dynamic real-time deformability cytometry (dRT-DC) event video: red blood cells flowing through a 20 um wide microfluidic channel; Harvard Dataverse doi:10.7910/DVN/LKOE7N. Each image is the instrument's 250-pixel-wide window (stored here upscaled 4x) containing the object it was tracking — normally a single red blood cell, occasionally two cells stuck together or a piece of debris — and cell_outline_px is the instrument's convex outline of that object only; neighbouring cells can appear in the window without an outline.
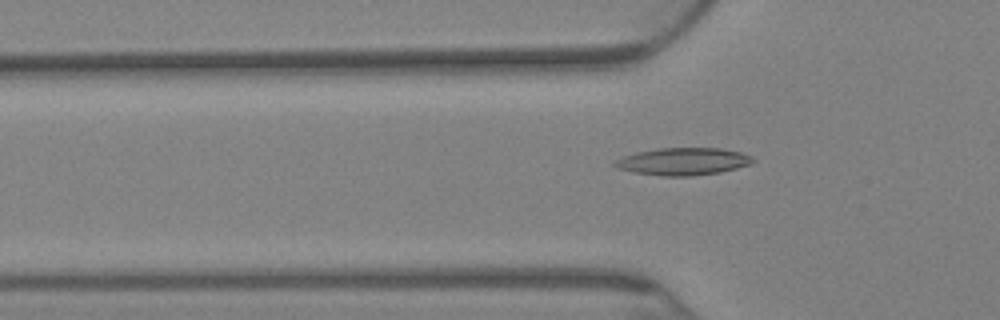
{"species": "Egyptian fruit bat (a non-hibernating species)", "species_latin": "Rousettus aegyptiacus", "temperature_condition": "warm", "stored_images_in_passage": 54, "camera_frame_rate_fps": 3000, "um_per_image_px": 0.085, "animal": {"sex": "female"}, "frame": {"image": 1, "passage_image": 4, "time_ms": 1.0, "image_size_px": [1000, 320], "cell_outline_px": [[756, 160], [752, 164], [720, 172], [692, 176], [664, 176], [632, 172], [620, 168], [612, 164], [616, 160], [624, 156], [636, 152], [656, 148], [720, 148], [740, 152], [752, 156]], "centroid_in_image_um": [58.09, 13.72], "position_along_channel_um": 67.7, "area_um2": 22.02}}
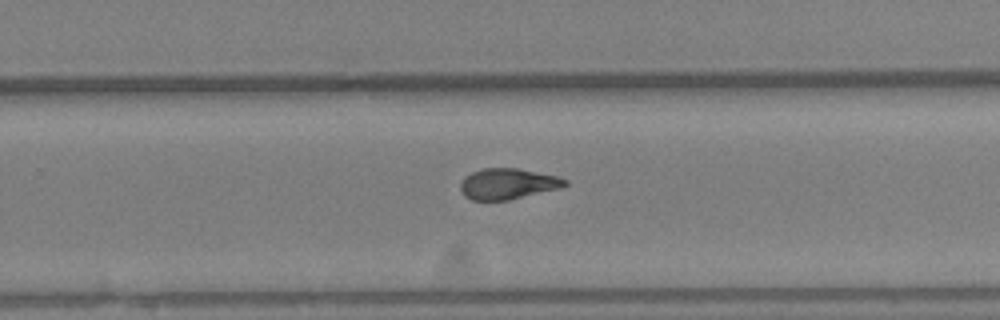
{"frame": {"image": 2, "passage_image": 28, "time_ms": 9.0, "image_size_px": [1000, 320], "cell_outline_px": [[568, 184], [560, 188], [508, 200], [472, 200], [464, 196], [460, 188], [460, 184], [464, 176], [472, 172], [484, 168], [516, 168], [556, 176], [568, 180]], "centroid_in_image_um": [43.13, 15.62], "position_along_channel_um": 286.7, "area_um2": 18.67}}
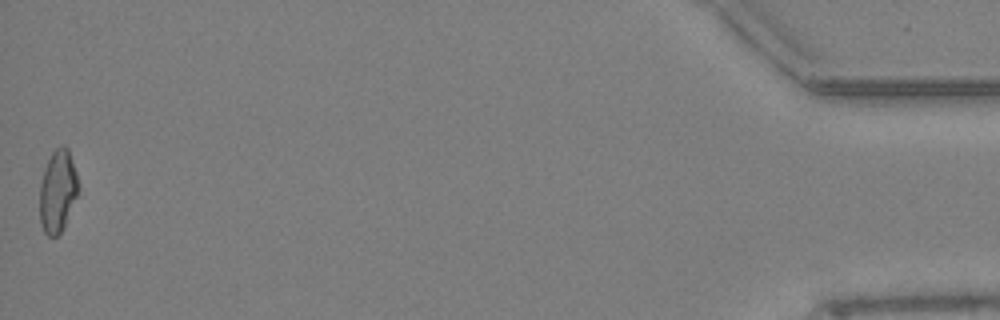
{"frame": {"image": 3, "passage_image": 54, "time_ms": 17.667, "image_size_px": [1000, 320], "cell_outline_px": [[76, 196], [64, 228], [56, 236], [48, 236], [44, 232], [40, 224], [40, 184], [44, 168], [52, 152], [60, 144], [64, 144], [68, 148], [76, 172]], "centroid_in_image_um": [4.87, 16.24], "position_along_channel_um": 430.3, "area_um2": 18.26}, "authors_computed_cell_mechanics": {"area_um2": 19.2185, "velocity_mm_per_s": 2.7523, "shape_relaxation_time_tau1_ms": null, "shape_relaxation_time_tau2_ms": 3.2132, "deformation_change_tau1": null, "deformation_change_tau2": 0.0946}}